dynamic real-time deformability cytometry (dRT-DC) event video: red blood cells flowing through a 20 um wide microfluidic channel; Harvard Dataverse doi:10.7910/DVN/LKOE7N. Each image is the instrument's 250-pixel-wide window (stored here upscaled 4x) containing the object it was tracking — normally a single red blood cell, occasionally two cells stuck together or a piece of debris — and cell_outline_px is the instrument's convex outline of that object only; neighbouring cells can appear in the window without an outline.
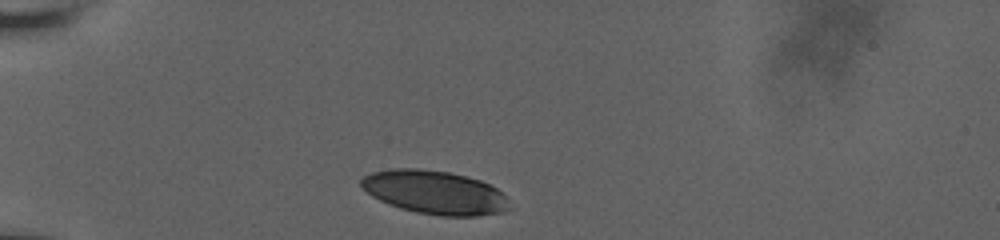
{"species": "human", "species_latin": "Homo sapiens", "temperature_condition": "room temperature", "stored_images_in_passage": 7, "camera_frame_rate_fps": 3000, "um_per_image_px": 0.085, "donor": {"sex": "male"}, "frame": {"image": 1, "passage_image": 1, "time_ms": 0.0, "image_size_px": [1000, 240], "cell_outline_px": [[512, 208], [504, 212], [480, 216], [440, 216], [416, 212], [400, 208], [388, 204], [372, 196], [360, 184], [360, 180], [364, 176], [372, 172], [392, 168], [420, 168], [448, 172], [480, 180], [496, 188], [504, 196]], "centroid_in_image_um": [36.96, 16.36], "position_along_channel_um": 48.0, "area_um2": 37.63}}
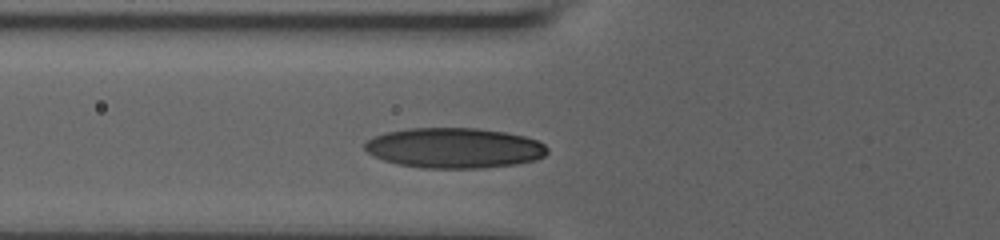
{"frame": {"image": 2, "passage_image": 4, "time_ms": 2.0, "image_size_px": [1000, 240], "cell_outline_px": [[548, 152], [544, 156], [536, 160], [516, 164], [480, 168], [420, 168], [396, 164], [372, 156], [364, 148], [364, 144], [372, 136], [384, 132], [408, 128], [476, 128], [504, 132], [524, 136], [536, 140], [544, 144], [548, 148]], "centroid_in_image_um": [38.58, 12.58], "position_along_channel_um": 87.2, "area_um2": 43.12}}
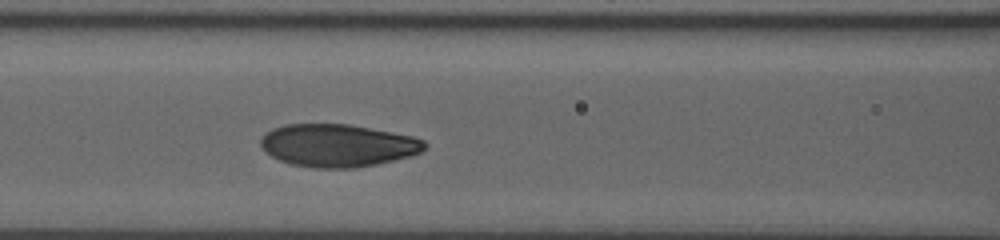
{"frame": {"image": 3, "passage_image": 7, "time_ms": 3.333, "image_size_px": [1000, 240], "cell_outline_px": [[428, 144], [420, 152], [408, 156], [376, 164], [356, 168], [312, 168], [292, 164], [280, 160], [264, 152], [260, 148], [260, 140], [264, 132], [272, 128], [284, 124], [348, 124], [392, 132], [412, 136], [424, 140]], "centroid_in_image_um": [28.65, 12.36], "position_along_channel_um": 138.0, "area_um2": 40.86}}